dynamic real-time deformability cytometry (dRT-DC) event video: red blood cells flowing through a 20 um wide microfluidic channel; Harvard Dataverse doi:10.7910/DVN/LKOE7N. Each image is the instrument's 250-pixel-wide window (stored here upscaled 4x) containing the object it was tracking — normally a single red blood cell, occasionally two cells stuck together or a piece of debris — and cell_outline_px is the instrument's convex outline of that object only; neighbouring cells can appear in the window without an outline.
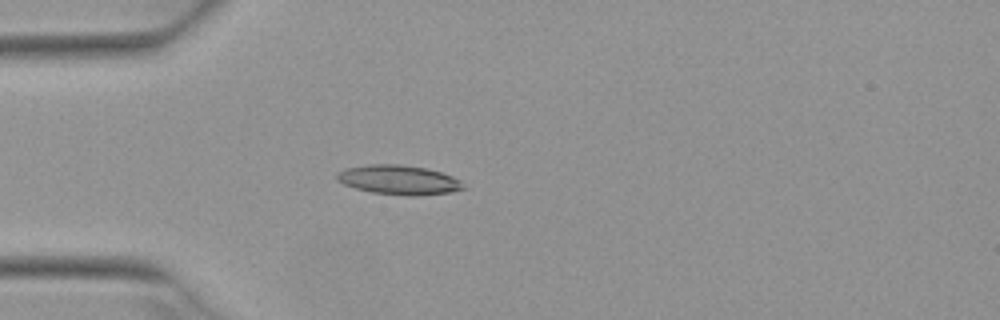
{"species": "Egyptian fruit bat (a non-hibernating species)", "species_latin": "Rousettus aegyptiacus", "temperature_condition": "warm", "stored_images_in_passage": 4, "camera_frame_rate_fps": 3000, "um_per_image_px": 0.085, "animal": {"sex": "female"}, "frame": {"image": 1, "passage_image": 4, "time_ms": 1.0, "image_size_px": [1000, 320], "cell_outline_px": [[464, 188], [452, 192], [416, 196], [408, 196], [372, 192], [356, 188], [344, 184], [336, 180], [336, 172], [344, 168], [368, 164], [396, 164], [424, 168], [440, 172], [452, 176], [460, 180]], "centroid_in_image_um": [33.85, 15.29], "position_along_channel_um": 51.1, "area_um2": 21.62}}